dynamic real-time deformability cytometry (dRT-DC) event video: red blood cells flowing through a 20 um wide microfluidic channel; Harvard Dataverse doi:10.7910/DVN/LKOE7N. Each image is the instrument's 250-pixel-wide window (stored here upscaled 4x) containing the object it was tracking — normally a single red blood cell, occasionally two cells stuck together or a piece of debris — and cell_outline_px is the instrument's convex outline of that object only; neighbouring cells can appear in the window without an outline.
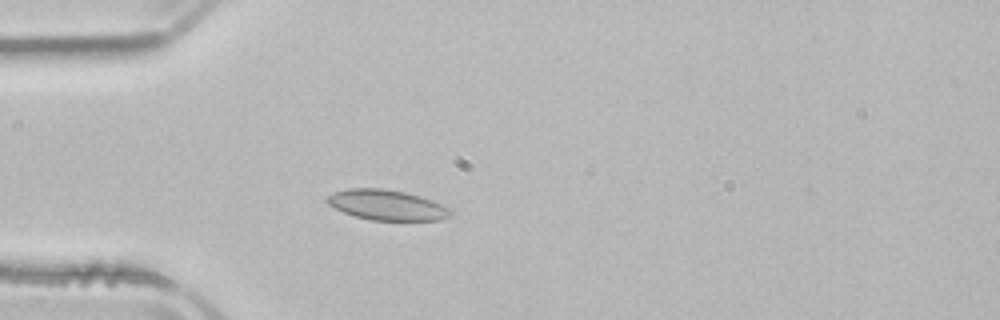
{"species": "common noctule bat (a hibernating species)", "species_latin": "Nyctalus noctula", "temperature_condition": "room temperature", "stored_images_in_passage": 2, "camera_frame_rate_fps": 3000, "um_per_image_px": 0.085, "animal": {"sex": "male", "body_mass_g": 21.5, "forearm_length_mm": 52.0}, "frame": {"image": 1, "passage_image": 2, "time_ms": 1.333, "image_size_px": [1000, 320], "cell_outline_px": [[452, 212], [448, 216], [440, 220], [372, 220], [356, 216], [344, 212], [328, 204], [324, 200], [328, 196], [336, 192], [348, 188], [380, 188], [404, 192], [420, 196], [432, 200], [448, 208]], "centroid_in_image_um": [32.86, 17.42], "position_along_channel_um": 52.1, "area_um2": 21.44}}